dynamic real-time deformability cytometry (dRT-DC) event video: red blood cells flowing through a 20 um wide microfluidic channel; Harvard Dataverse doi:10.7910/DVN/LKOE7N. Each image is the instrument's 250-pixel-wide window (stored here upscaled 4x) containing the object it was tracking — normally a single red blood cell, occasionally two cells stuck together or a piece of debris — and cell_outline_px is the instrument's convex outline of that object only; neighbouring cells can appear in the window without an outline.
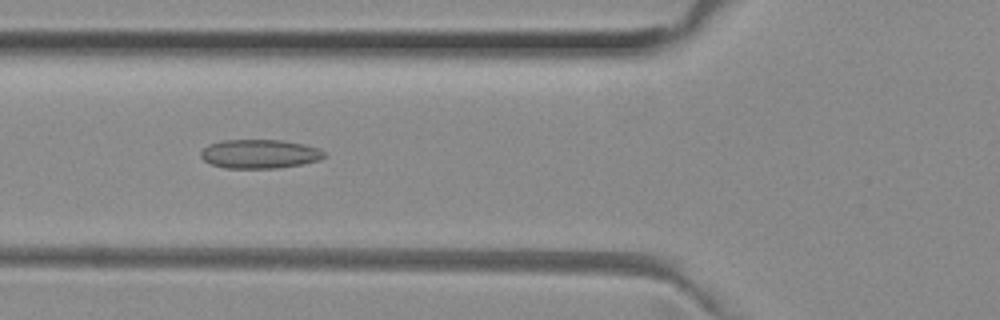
{"species": "common noctule bat (a hibernating species)", "species_latin": "Nyctalus noctula", "temperature_condition": "room temperature", "stored_images_in_passage": 35, "camera_frame_rate_fps": 3000, "um_per_image_px": 0.085, "animal": {"sex": "female", "body_mass_g": 29.2, "forearm_length_mm": 56.3}, "frame": {"image": 1, "passage_image": 3, "time_ms": 0.667, "image_size_px": [1000, 320], "cell_outline_px": [[324, 156], [320, 160], [304, 164], [276, 168], [224, 168], [212, 164], [204, 160], [200, 156], [200, 152], [208, 144], [224, 140], [284, 140], [304, 144], [320, 148], [324, 152]], "centroid_in_image_um": [22.08, 13.08], "position_along_channel_um": 103.7, "area_um2": 20.92}}
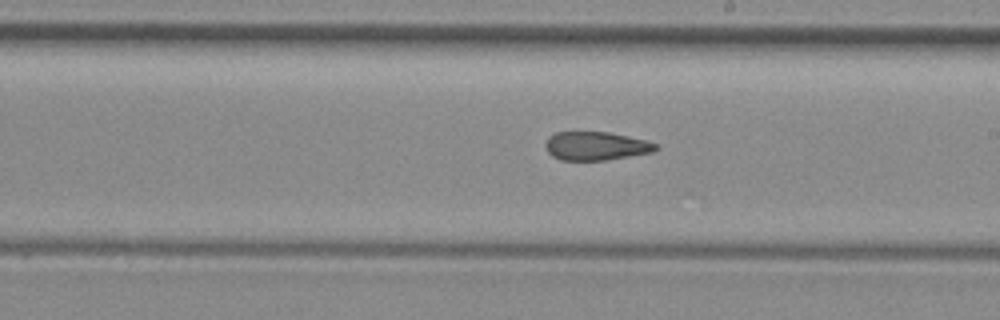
{"frame": {"image": 2, "passage_image": 13, "time_ms": 4.0, "image_size_px": [1000, 320], "cell_outline_px": [[660, 148], [652, 152], [604, 160], [560, 160], [552, 156], [548, 152], [544, 144], [548, 136], [556, 132], [608, 132], [628, 136], [644, 140], [656, 144]], "centroid_in_image_um": [50.61, 12.4], "position_along_channel_um": 238.4, "area_um2": 18.26}}
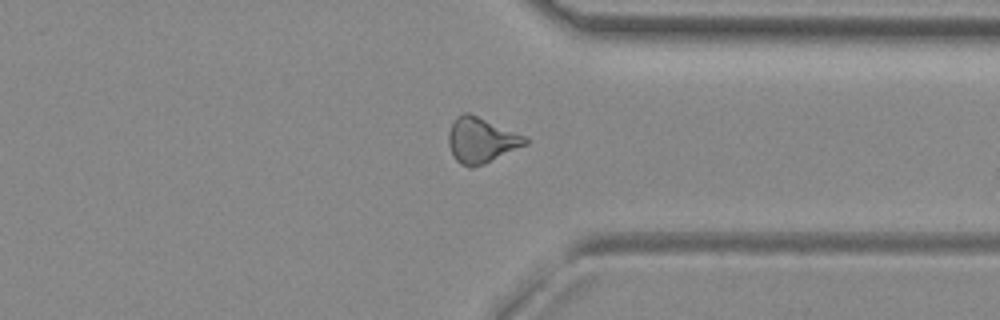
{"frame": {"image": 3, "passage_image": 23, "time_ms": 7.333, "image_size_px": [1000, 320], "cell_outline_px": [[528, 144], [484, 164], [472, 168], [468, 168], [460, 164], [452, 156], [448, 144], [448, 132], [456, 116], [464, 112], [468, 112], [528, 136]], "centroid_in_image_um": [40.91, 11.92], "position_along_channel_um": 370.5, "area_um2": 20.63}}